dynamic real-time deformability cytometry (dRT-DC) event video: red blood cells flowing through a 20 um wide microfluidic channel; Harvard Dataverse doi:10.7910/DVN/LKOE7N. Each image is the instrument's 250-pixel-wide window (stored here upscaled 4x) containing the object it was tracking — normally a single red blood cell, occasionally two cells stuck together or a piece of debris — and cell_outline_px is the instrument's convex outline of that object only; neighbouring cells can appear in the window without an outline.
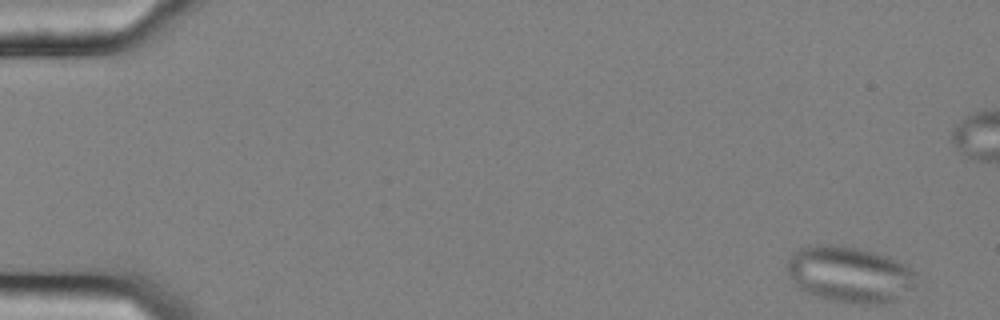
{"species": "common noctule bat (a hibernating species)", "species_latin": "Nyctalus noctula", "temperature_condition": "cold", "stored_images_in_passage": 56, "camera_frame_rate_fps": 3000, "um_per_image_px": 0.085, "animal": {"sex": "female", "body_mass_g": 25.1}, "frame": {"image": 1, "passage_image": 1, "time_ms": 0.0, "image_size_px": [1000, 320], "cell_outline_px": [[916, 272], [912, 288], [896, 300], [876, 304], [856, 304], [832, 300], [816, 296], [800, 288], [788, 276], [784, 268], [788, 260], [800, 248], [808, 244], [832, 244], [856, 248], [888, 256], [904, 264]], "centroid_in_image_um": [72.18, 23.31], "position_along_channel_um": 12.8, "area_um2": 42.14}}